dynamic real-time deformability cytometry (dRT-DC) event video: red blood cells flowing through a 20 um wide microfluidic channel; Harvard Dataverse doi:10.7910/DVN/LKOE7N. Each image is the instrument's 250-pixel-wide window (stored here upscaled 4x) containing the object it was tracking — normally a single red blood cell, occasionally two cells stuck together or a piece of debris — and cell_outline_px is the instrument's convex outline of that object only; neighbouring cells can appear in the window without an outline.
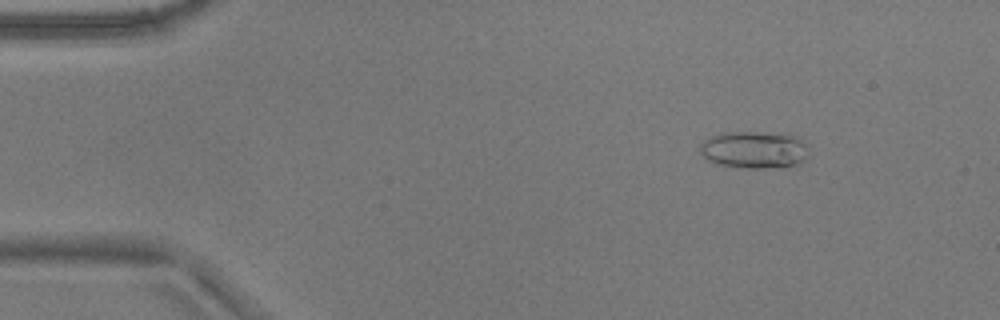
{"species": "common noctule bat (a hibernating species)", "species_latin": "Nyctalus noctula", "temperature_condition": "warm", "stored_images_in_passage": 48, "camera_frame_rate_fps": 3000, "um_per_image_px": 0.085, "animal": {"sex": "male", "body_mass_g": 17.9}, "frame": {"image": 1, "passage_image": 2, "time_ms": 0.333, "image_size_px": [1000, 320], "cell_outline_px": [[808, 156], [800, 164], [792, 168], [744, 168], [720, 164], [708, 160], [700, 152], [700, 144], [704, 140], [720, 132], [784, 132], [796, 136], [804, 140], [808, 144]], "centroid_in_image_um": [64.21, 12.72], "position_along_channel_um": 20.8, "area_um2": 24.39}}
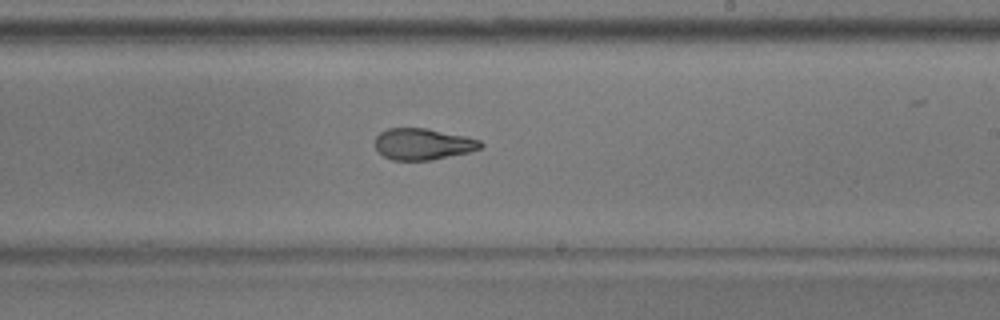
{"frame": {"image": 2, "passage_image": 27, "time_ms": 8.667, "image_size_px": [1000, 320], "cell_outline_px": [[484, 144], [480, 148], [468, 152], [432, 160], [392, 160], [384, 156], [376, 148], [376, 136], [380, 132], [388, 128], [428, 128], [464, 136], [480, 140]], "centroid_in_image_um": [35.94, 12.24], "position_along_channel_um": 253.1, "area_um2": 19.19}}
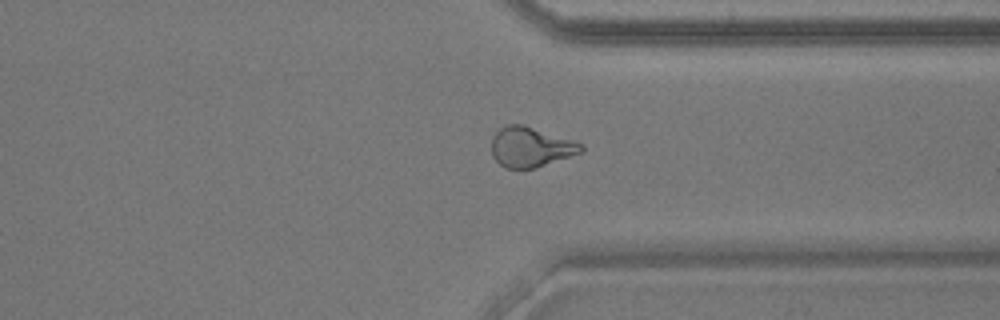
{"frame": {"image": 3, "passage_image": 36, "time_ms": 11.667, "image_size_px": [1000, 320], "cell_outline_px": [[584, 152], [536, 168], [504, 168], [492, 156], [492, 136], [500, 128], [508, 124], [520, 124], [572, 140], [584, 144]], "centroid_in_image_um": [45.12, 12.51], "position_along_channel_um": 366.3, "area_um2": 20.81}, "authors_computed_cell_mechanics": {"area_um2": 20.7502, "velocity_mm_per_s": 3.7857, "shape_relaxation_time_tau1_ms": 10.1756, "shape_relaxation_time_tau2_ms": 1.8456, "deformation_change_tau1": 0.2444, "deformation_change_tau2": 0.0926}}